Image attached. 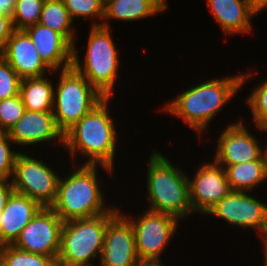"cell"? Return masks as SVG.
I'll return each instance as SVG.
<instances>
[{
    "label": "cell",
    "mask_w": 267,
    "mask_h": 266,
    "mask_svg": "<svg viewBox=\"0 0 267 266\" xmlns=\"http://www.w3.org/2000/svg\"><path fill=\"white\" fill-rule=\"evenodd\" d=\"M113 28L91 26L88 29L86 51L81 57L78 53V41L73 45L72 67L82 74L104 97H113L117 79H120L121 50L113 39ZM77 47V48H76ZM86 48V49H85ZM82 60V61H81Z\"/></svg>",
    "instance_id": "5b68a950"
},
{
    "label": "cell",
    "mask_w": 267,
    "mask_h": 266,
    "mask_svg": "<svg viewBox=\"0 0 267 266\" xmlns=\"http://www.w3.org/2000/svg\"><path fill=\"white\" fill-rule=\"evenodd\" d=\"M257 133L260 132V135L267 134V113L256 123L254 124Z\"/></svg>",
    "instance_id": "836d02e7"
},
{
    "label": "cell",
    "mask_w": 267,
    "mask_h": 266,
    "mask_svg": "<svg viewBox=\"0 0 267 266\" xmlns=\"http://www.w3.org/2000/svg\"><path fill=\"white\" fill-rule=\"evenodd\" d=\"M254 70L250 69V71L246 70L233 75L225 73L220 78L210 77L208 80L205 79L206 81L200 79L199 83L195 82L196 84L188 86L185 90L182 89L180 94L173 96L171 101H166L167 103L163 104L161 110L165 112V115L181 120L198 135L197 139L202 141L200 138L203 133L204 135L209 133V126L212 125L214 119L216 120L221 110L226 105L228 106V103L231 104V100L244 89L248 82L256 78V75L259 76V70L258 72Z\"/></svg>",
    "instance_id": "6da1fadb"
},
{
    "label": "cell",
    "mask_w": 267,
    "mask_h": 266,
    "mask_svg": "<svg viewBox=\"0 0 267 266\" xmlns=\"http://www.w3.org/2000/svg\"><path fill=\"white\" fill-rule=\"evenodd\" d=\"M19 152L20 149L16 148L8 133L0 131V181H11L15 159Z\"/></svg>",
    "instance_id": "4316f807"
},
{
    "label": "cell",
    "mask_w": 267,
    "mask_h": 266,
    "mask_svg": "<svg viewBox=\"0 0 267 266\" xmlns=\"http://www.w3.org/2000/svg\"><path fill=\"white\" fill-rule=\"evenodd\" d=\"M253 9L262 15V11L267 8V0H250Z\"/></svg>",
    "instance_id": "e575fe53"
},
{
    "label": "cell",
    "mask_w": 267,
    "mask_h": 266,
    "mask_svg": "<svg viewBox=\"0 0 267 266\" xmlns=\"http://www.w3.org/2000/svg\"><path fill=\"white\" fill-rule=\"evenodd\" d=\"M25 111L20 95L0 100V131L8 132Z\"/></svg>",
    "instance_id": "83f0119b"
},
{
    "label": "cell",
    "mask_w": 267,
    "mask_h": 266,
    "mask_svg": "<svg viewBox=\"0 0 267 266\" xmlns=\"http://www.w3.org/2000/svg\"><path fill=\"white\" fill-rule=\"evenodd\" d=\"M39 24L61 34L72 46L74 45L77 30L63 0H46L41 12Z\"/></svg>",
    "instance_id": "603a6c76"
},
{
    "label": "cell",
    "mask_w": 267,
    "mask_h": 266,
    "mask_svg": "<svg viewBox=\"0 0 267 266\" xmlns=\"http://www.w3.org/2000/svg\"><path fill=\"white\" fill-rule=\"evenodd\" d=\"M22 79L20 96L25 110L46 112L53 110L54 104V80L53 75ZM49 76V77H48ZM50 76H52L50 78Z\"/></svg>",
    "instance_id": "7402d4cb"
},
{
    "label": "cell",
    "mask_w": 267,
    "mask_h": 266,
    "mask_svg": "<svg viewBox=\"0 0 267 266\" xmlns=\"http://www.w3.org/2000/svg\"><path fill=\"white\" fill-rule=\"evenodd\" d=\"M189 175L190 203L193 213L206 216L208 211L230 191L226 170L213 159L204 161ZM191 176V177H190ZM193 176V177H192Z\"/></svg>",
    "instance_id": "4fadbf2b"
},
{
    "label": "cell",
    "mask_w": 267,
    "mask_h": 266,
    "mask_svg": "<svg viewBox=\"0 0 267 266\" xmlns=\"http://www.w3.org/2000/svg\"><path fill=\"white\" fill-rule=\"evenodd\" d=\"M7 133L15 146L22 150L25 149V151L31 146V148H35L34 146L38 145L37 147L40 149L41 145L48 144L53 147L57 143L60 145L58 148L64 149V134L57 127L52 111L25 110L19 121Z\"/></svg>",
    "instance_id": "5bb4252c"
},
{
    "label": "cell",
    "mask_w": 267,
    "mask_h": 266,
    "mask_svg": "<svg viewBox=\"0 0 267 266\" xmlns=\"http://www.w3.org/2000/svg\"><path fill=\"white\" fill-rule=\"evenodd\" d=\"M63 3L75 23L84 18L90 20L91 26H102L104 5L101 0H63Z\"/></svg>",
    "instance_id": "d4e9b609"
},
{
    "label": "cell",
    "mask_w": 267,
    "mask_h": 266,
    "mask_svg": "<svg viewBox=\"0 0 267 266\" xmlns=\"http://www.w3.org/2000/svg\"><path fill=\"white\" fill-rule=\"evenodd\" d=\"M0 266H57L56 261L45 255L21 250L12 244L0 247Z\"/></svg>",
    "instance_id": "cb8c5ba5"
},
{
    "label": "cell",
    "mask_w": 267,
    "mask_h": 266,
    "mask_svg": "<svg viewBox=\"0 0 267 266\" xmlns=\"http://www.w3.org/2000/svg\"><path fill=\"white\" fill-rule=\"evenodd\" d=\"M140 266H167V265H165L164 263L163 264H151V263H149V264H141Z\"/></svg>",
    "instance_id": "8d00e7d4"
},
{
    "label": "cell",
    "mask_w": 267,
    "mask_h": 266,
    "mask_svg": "<svg viewBox=\"0 0 267 266\" xmlns=\"http://www.w3.org/2000/svg\"><path fill=\"white\" fill-rule=\"evenodd\" d=\"M118 214L119 207L115 205L102 215L63 222L56 265L98 266L107 225Z\"/></svg>",
    "instance_id": "8992f818"
},
{
    "label": "cell",
    "mask_w": 267,
    "mask_h": 266,
    "mask_svg": "<svg viewBox=\"0 0 267 266\" xmlns=\"http://www.w3.org/2000/svg\"><path fill=\"white\" fill-rule=\"evenodd\" d=\"M264 257L262 260H264V263L263 265H260V266H267V256H262Z\"/></svg>",
    "instance_id": "f35d334b"
},
{
    "label": "cell",
    "mask_w": 267,
    "mask_h": 266,
    "mask_svg": "<svg viewBox=\"0 0 267 266\" xmlns=\"http://www.w3.org/2000/svg\"><path fill=\"white\" fill-rule=\"evenodd\" d=\"M163 153V154H162ZM146 162L147 210L166 213L181 222L195 215L190 203L189 180L186 170L155 149Z\"/></svg>",
    "instance_id": "277c9868"
},
{
    "label": "cell",
    "mask_w": 267,
    "mask_h": 266,
    "mask_svg": "<svg viewBox=\"0 0 267 266\" xmlns=\"http://www.w3.org/2000/svg\"><path fill=\"white\" fill-rule=\"evenodd\" d=\"M266 137V139H265V156H266V163H267V136H265Z\"/></svg>",
    "instance_id": "74e56055"
},
{
    "label": "cell",
    "mask_w": 267,
    "mask_h": 266,
    "mask_svg": "<svg viewBox=\"0 0 267 266\" xmlns=\"http://www.w3.org/2000/svg\"><path fill=\"white\" fill-rule=\"evenodd\" d=\"M206 6L225 37L232 35H254L253 18L258 13L250 0H206ZM253 30V31H252Z\"/></svg>",
    "instance_id": "e0dca14e"
},
{
    "label": "cell",
    "mask_w": 267,
    "mask_h": 266,
    "mask_svg": "<svg viewBox=\"0 0 267 266\" xmlns=\"http://www.w3.org/2000/svg\"><path fill=\"white\" fill-rule=\"evenodd\" d=\"M0 54L21 79L53 73L40 58L31 38L24 30H14Z\"/></svg>",
    "instance_id": "2e32d148"
},
{
    "label": "cell",
    "mask_w": 267,
    "mask_h": 266,
    "mask_svg": "<svg viewBox=\"0 0 267 266\" xmlns=\"http://www.w3.org/2000/svg\"><path fill=\"white\" fill-rule=\"evenodd\" d=\"M40 58L54 72L72 67L73 46L59 33L39 23L24 29Z\"/></svg>",
    "instance_id": "ac0fdd59"
},
{
    "label": "cell",
    "mask_w": 267,
    "mask_h": 266,
    "mask_svg": "<svg viewBox=\"0 0 267 266\" xmlns=\"http://www.w3.org/2000/svg\"><path fill=\"white\" fill-rule=\"evenodd\" d=\"M22 79L0 54V100L20 95Z\"/></svg>",
    "instance_id": "f546056e"
},
{
    "label": "cell",
    "mask_w": 267,
    "mask_h": 266,
    "mask_svg": "<svg viewBox=\"0 0 267 266\" xmlns=\"http://www.w3.org/2000/svg\"><path fill=\"white\" fill-rule=\"evenodd\" d=\"M63 220L51 207H42L12 244L26 252L57 260Z\"/></svg>",
    "instance_id": "7c38bea8"
},
{
    "label": "cell",
    "mask_w": 267,
    "mask_h": 266,
    "mask_svg": "<svg viewBox=\"0 0 267 266\" xmlns=\"http://www.w3.org/2000/svg\"><path fill=\"white\" fill-rule=\"evenodd\" d=\"M46 0H16L12 23L15 30L39 23L43 5Z\"/></svg>",
    "instance_id": "484cf974"
},
{
    "label": "cell",
    "mask_w": 267,
    "mask_h": 266,
    "mask_svg": "<svg viewBox=\"0 0 267 266\" xmlns=\"http://www.w3.org/2000/svg\"><path fill=\"white\" fill-rule=\"evenodd\" d=\"M111 104L113 98L105 97L64 134V148L70 164L104 165L115 170L121 139L116 128L119 125L115 122L117 119L112 117Z\"/></svg>",
    "instance_id": "7a4b0ae2"
},
{
    "label": "cell",
    "mask_w": 267,
    "mask_h": 266,
    "mask_svg": "<svg viewBox=\"0 0 267 266\" xmlns=\"http://www.w3.org/2000/svg\"><path fill=\"white\" fill-rule=\"evenodd\" d=\"M234 121L233 119L230 123L227 122L228 124L220 130L213 146L216 151L211 154L212 159L224 168L257 160L265 154L264 142L249 130L251 122H245L242 116Z\"/></svg>",
    "instance_id": "8fae6325"
},
{
    "label": "cell",
    "mask_w": 267,
    "mask_h": 266,
    "mask_svg": "<svg viewBox=\"0 0 267 266\" xmlns=\"http://www.w3.org/2000/svg\"><path fill=\"white\" fill-rule=\"evenodd\" d=\"M253 192L230 191L206 214L234 229L253 230L262 244L267 237V202Z\"/></svg>",
    "instance_id": "30bf717a"
},
{
    "label": "cell",
    "mask_w": 267,
    "mask_h": 266,
    "mask_svg": "<svg viewBox=\"0 0 267 266\" xmlns=\"http://www.w3.org/2000/svg\"><path fill=\"white\" fill-rule=\"evenodd\" d=\"M16 0H0V15L12 18Z\"/></svg>",
    "instance_id": "d6a6232c"
},
{
    "label": "cell",
    "mask_w": 267,
    "mask_h": 266,
    "mask_svg": "<svg viewBox=\"0 0 267 266\" xmlns=\"http://www.w3.org/2000/svg\"><path fill=\"white\" fill-rule=\"evenodd\" d=\"M131 224L119 213L105 231L98 266H140Z\"/></svg>",
    "instance_id": "9a60e30c"
},
{
    "label": "cell",
    "mask_w": 267,
    "mask_h": 266,
    "mask_svg": "<svg viewBox=\"0 0 267 266\" xmlns=\"http://www.w3.org/2000/svg\"><path fill=\"white\" fill-rule=\"evenodd\" d=\"M41 208L37 201L13 192L2 211L0 245L13 244Z\"/></svg>",
    "instance_id": "d6986e66"
},
{
    "label": "cell",
    "mask_w": 267,
    "mask_h": 266,
    "mask_svg": "<svg viewBox=\"0 0 267 266\" xmlns=\"http://www.w3.org/2000/svg\"><path fill=\"white\" fill-rule=\"evenodd\" d=\"M257 84V85H256ZM245 103L250 109V121L252 124H256L267 113V77L261 79V82L256 83L250 91L249 95H246Z\"/></svg>",
    "instance_id": "f1b7e54d"
},
{
    "label": "cell",
    "mask_w": 267,
    "mask_h": 266,
    "mask_svg": "<svg viewBox=\"0 0 267 266\" xmlns=\"http://www.w3.org/2000/svg\"><path fill=\"white\" fill-rule=\"evenodd\" d=\"M71 165H67L71 170H67L66 175L63 171L64 175L59 178L56 201L51 206L54 212L63 222L109 212L116 204L107 202L108 197L102 189L105 187L102 184L103 176L100 173L102 170L108 177H114L116 170L104 165Z\"/></svg>",
    "instance_id": "3957f363"
},
{
    "label": "cell",
    "mask_w": 267,
    "mask_h": 266,
    "mask_svg": "<svg viewBox=\"0 0 267 266\" xmlns=\"http://www.w3.org/2000/svg\"><path fill=\"white\" fill-rule=\"evenodd\" d=\"M14 30L12 18L0 15V51L6 46Z\"/></svg>",
    "instance_id": "4dcf8cb0"
},
{
    "label": "cell",
    "mask_w": 267,
    "mask_h": 266,
    "mask_svg": "<svg viewBox=\"0 0 267 266\" xmlns=\"http://www.w3.org/2000/svg\"><path fill=\"white\" fill-rule=\"evenodd\" d=\"M168 7L167 0H112L104 6L102 26L112 28L109 24L114 20L128 23L147 20L163 14Z\"/></svg>",
    "instance_id": "ffe728a7"
},
{
    "label": "cell",
    "mask_w": 267,
    "mask_h": 266,
    "mask_svg": "<svg viewBox=\"0 0 267 266\" xmlns=\"http://www.w3.org/2000/svg\"><path fill=\"white\" fill-rule=\"evenodd\" d=\"M120 207L119 213L132 226L136 252L141 263L163 264L164 259L162 257L167 252L165 250L172 243L173 237L179 232L178 228H180L182 222L175 216L152 212L147 209L136 213V216L129 210L127 212Z\"/></svg>",
    "instance_id": "ba28073f"
},
{
    "label": "cell",
    "mask_w": 267,
    "mask_h": 266,
    "mask_svg": "<svg viewBox=\"0 0 267 266\" xmlns=\"http://www.w3.org/2000/svg\"><path fill=\"white\" fill-rule=\"evenodd\" d=\"M28 151L30 149L20 150L15 159L11 179L14 192L28 196L42 207H51L56 201L62 172L58 173L55 166L51 167L52 164H48L47 160L39 156L37 158V155L32 152L29 154Z\"/></svg>",
    "instance_id": "9c48e42d"
},
{
    "label": "cell",
    "mask_w": 267,
    "mask_h": 266,
    "mask_svg": "<svg viewBox=\"0 0 267 266\" xmlns=\"http://www.w3.org/2000/svg\"><path fill=\"white\" fill-rule=\"evenodd\" d=\"M55 73L58 82L54 84L52 112L57 127L65 134L105 97L73 67Z\"/></svg>",
    "instance_id": "52a82bcc"
},
{
    "label": "cell",
    "mask_w": 267,
    "mask_h": 266,
    "mask_svg": "<svg viewBox=\"0 0 267 266\" xmlns=\"http://www.w3.org/2000/svg\"><path fill=\"white\" fill-rule=\"evenodd\" d=\"M112 0H101V2L103 3V5L105 6L107 3H109Z\"/></svg>",
    "instance_id": "ab89813d"
},
{
    "label": "cell",
    "mask_w": 267,
    "mask_h": 266,
    "mask_svg": "<svg viewBox=\"0 0 267 266\" xmlns=\"http://www.w3.org/2000/svg\"><path fill=\"white\" fill-rule=\"evenodd\" d=\"M261 245H262V250H263V252H261V253H263L262 255L267 256V237Z\"/></svg>",
    "instance_id": "d590c367"
},
{
    "label": "cell",
    "mask_w": 267,
    "mask_h": 266,
    "mask_svg": "<svg viewBox=\"0 0 267 266\" xmlns=\"http://www.w3.org/2000/svg\"><path fill=\"white\" fill-rule=\"evenodd\" d=\"M225 170L231 191L256 193L255 189H260L267 182L265 154L257 160L229 165Z\"/></svg>",
    "instance_id": "44dd1931"
},
{
    "label": "cell",
    "mask_w": 267,
    "mask_h": 266,
    "mask_svg": "<svg viewBox=\"0 0 267 266\" xmlns=\"http://www.w3.org/2000/svg\"><path fill=\"white\" fill-rule=\"evenodd\" d=\"M1 222H2V212H0V227H1Z\"/></svg>",
    "instance_id": "60d3db41"
},
{
    "label": "cell",
    "mask_w": 267,
    "mask_h": 266,
    "mask_svg": "<svg viewBox=\"0 0 267 266\" xmlns=\"http://www.w3.org/2000/svg\"><path fill=\"white\" fill-rule=\"evenodd\" d=\"M13 192L14 188L11 181H0V212L3 211Z\"/></svg>",
    "instance_id": "1f68e13d"
}]
</instances>
